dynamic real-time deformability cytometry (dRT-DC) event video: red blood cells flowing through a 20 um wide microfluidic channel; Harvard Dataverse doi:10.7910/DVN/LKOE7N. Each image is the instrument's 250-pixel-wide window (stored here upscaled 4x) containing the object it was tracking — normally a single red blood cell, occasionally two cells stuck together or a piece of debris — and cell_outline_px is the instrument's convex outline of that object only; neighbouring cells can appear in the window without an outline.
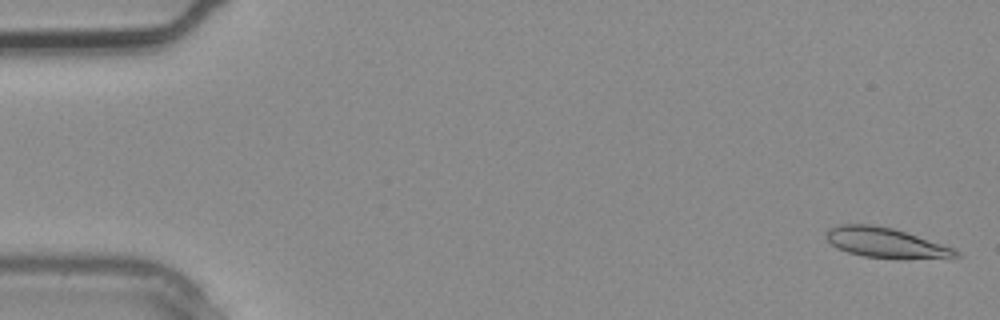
{"species": "common noctule bat (a hibernating species)", "species_latin": "Nyctalus noctula", "temperature_condition": "warm", "stored_images_in_passage": 4, "camera_frame_rate_fps": 3000, "um_per_image_px": 0.085, "animal": {"sex": "male", "body_mass_g": 20.4}, "frame": {"image": 1, "passage_image": 1, "time_ms": 0.0, "image_size_px": [1000, 320], "cell_outline_px": [[960, 256], [864, 256], [848, 252], [832, 244], [824, 236], [824, 232], [828, 228], [840, 224], [868, 224], [892, 228], [956, 248], [960, 252]], "centroid_in_image_um": [75.17, 20.56], "position_along_channel_um": 9.8, "area_um2": 21.44}}
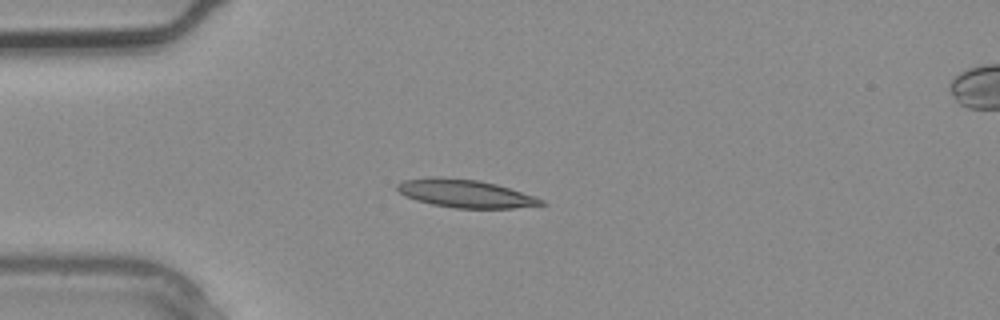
{"frame": {"image": 2, "passage_image": 3, "time_ms": 0.667, "image_size_px": [1000, 320], "cell_outline_px": [[548, 204], [512, 208], [456, 208], [432, 204], [416, 200], [404, 196], [396, 188], [396, 184], [404, 180], [432, 176], [480, 180], [496, 184], [536, 196], [544, 200]], "centroid_in_image_um": [39.56, 16.44], "position_along_channel_um": 45.4, "area_um2": 23.58}}